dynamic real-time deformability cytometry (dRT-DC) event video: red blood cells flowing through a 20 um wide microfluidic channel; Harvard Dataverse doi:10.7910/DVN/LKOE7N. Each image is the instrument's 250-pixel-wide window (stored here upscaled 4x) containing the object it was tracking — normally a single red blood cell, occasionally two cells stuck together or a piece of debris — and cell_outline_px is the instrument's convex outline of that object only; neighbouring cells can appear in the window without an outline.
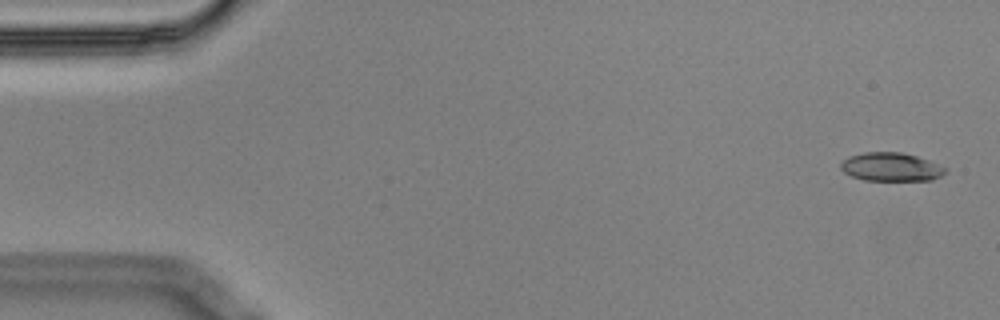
{"species": "Egyptian fruit bat (a non-hibernating species)", "species_latin": "Rousettus aegyptiacus", "temperature_condition": "cold", "stored_images_in_passage": 56, "camera_frame_rate_fps": 3000, "um_per_image_px": 0.085, "animal": {"sex": "male"}, "frame": {"image": 1, "passage_image": 2, "time_ms": 0.333, "image_size_px": [1000, 320], "cell_outline_px": [[948, 168], [940, 176], [932, 180], [864, 180], [852, 176], [844, 172], [840, 168], [840, 164], [848, 156], [864, 152], [900, 152], [916, 156], [928, 160]], "centroid_in_image_um": [75.72, 14.18], "position_along_channel_um": 9.3, "area_um2": 17.28}}
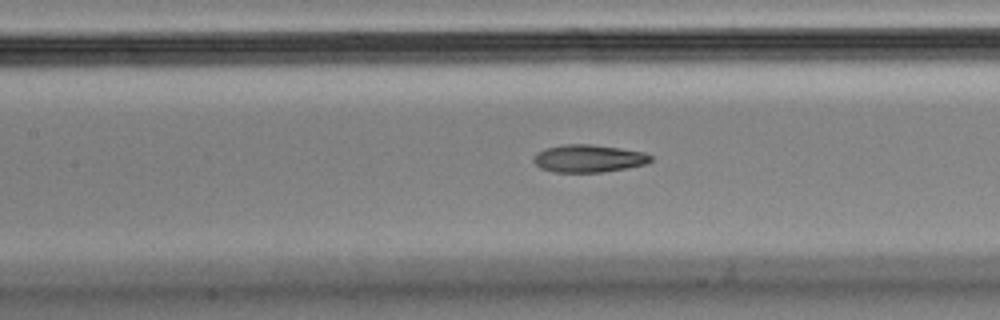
{"frame": {"image": 2, "passage_image": 25, "time_ms": 8.0, "image_size_px": [1000, 320], "cell_outline_px": [[652, 160], [648, 164], [604, 172], [552, 172], [540, 168], [532, 160], [536, 152], [544, 148], [564, 144], [592, 144], [620, 148], [644, 152], [652, 156]], "centroid_in_image_um": [50.02, 13.47], "position_along_channel_um": 157.4, "area_um2": 19.07}}
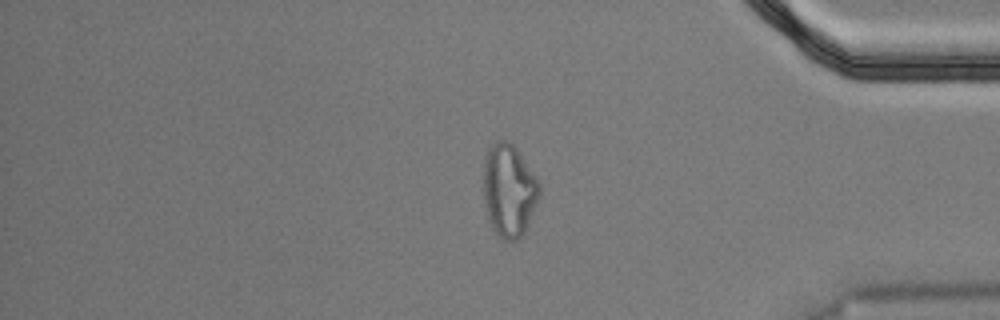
{"frame": {"image": 3, "passage_image": 47, "time_ms": 15.333, "image_size_px": [1000, 320], "cell_outline_px": [[540, 196], [524, 232], [516, 240], [504, 240], [492, 228], [484, 204], [484, 160], [488, 148], [496, 140], [508, 140], [516, 148], [536, 176], [540, 184]], "centroid_in_image_um": [43.26, 16.16], "position_along_channel_um": 391.9, "area_um2": 30.11}, "authors_computed_cell_mechanics": {"area_um2": 19.0162, "velocity_mm_per_s": 3.5504, "shape_relaxation_time_tau1_ms": null, "shape_relaxation_time_tau2_ms": 3.4062, "deformation_change_tau1": null, "deformation_change_tau2": 0.1171}}